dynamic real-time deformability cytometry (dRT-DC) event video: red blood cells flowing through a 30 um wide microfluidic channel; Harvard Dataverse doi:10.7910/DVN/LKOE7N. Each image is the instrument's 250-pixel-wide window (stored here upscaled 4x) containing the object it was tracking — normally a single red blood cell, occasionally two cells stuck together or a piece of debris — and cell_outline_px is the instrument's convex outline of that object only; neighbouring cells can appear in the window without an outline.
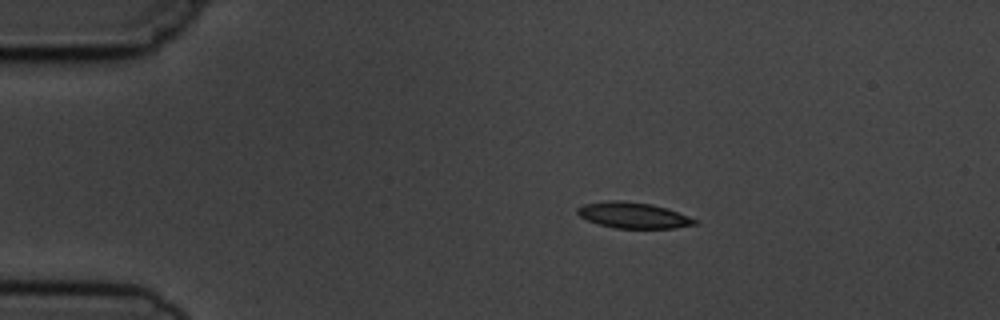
{"species": "common noctule bat (a hibernating species)", "species_latin": "Nyctalus noctula", "temperature_condition": "cold", "stored_images_in_passage": 4, "camera_frame_rate_fps": 3000, "um_per_image_px": 0.085, "animal": {"sex": "male", "body_mass_g": 19.5, "forearm_length_mm": 54.6}, "frame": {"image": 1, "passage_image": 3, "time_ms": 2.333, "image_size_px": [1000, 320], "cell_outline_px": [[700, 220], [696, 224], [676, 228], [616, 228], [600, 224], [588, 220], [580, 216], [576, 212], [576, 208], [584, 204], [604, 200], [624, 200], [652, 204], [668, 208]], "centroid_in_image_um": [53.86, 18.28], "position_along_channel_um": 31.1, "area_um2": 17.92}}